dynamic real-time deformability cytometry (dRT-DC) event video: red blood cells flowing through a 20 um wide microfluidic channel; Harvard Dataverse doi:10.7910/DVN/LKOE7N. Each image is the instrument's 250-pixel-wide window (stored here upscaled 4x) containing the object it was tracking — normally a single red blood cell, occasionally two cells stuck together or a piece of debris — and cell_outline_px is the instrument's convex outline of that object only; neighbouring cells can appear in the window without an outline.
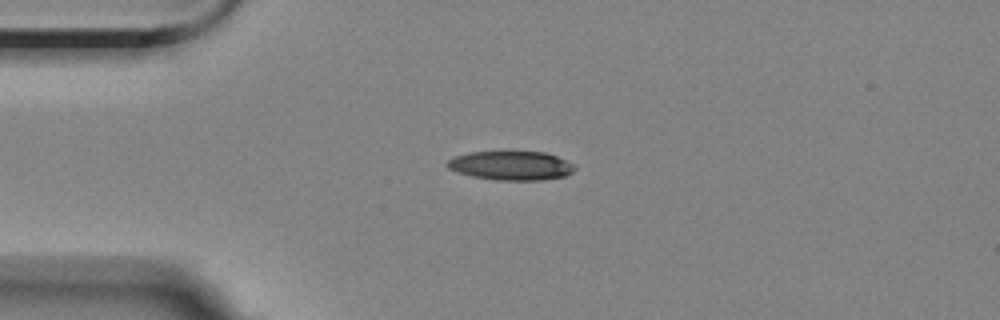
{"species": "Egyptian fruit bat (a non-hibernating species)", "species_latin": "Rousettus aegyptiacus", "temperature_condition": "room temperature", "stored_images_in_passage": 2, "camera_frame_rate_fps": 3000, "um_per_image_px": 0.085, "animal": {"sex": "female"}, "frame": {"image": 1, "passage_image": 1, "time_ms": 0.0, "image_size_px": [1000, 320], "cell_outline_px": [[576, 168], [572, 172], [564, 176], [540, 180], [496, 180], [472, 176], [448, 168], [444, 164], [448, 160], [456, 156], [468, 152], [544, 152], [556, 156], [572, 164]], "centroid_in_image_um": [43.42, 14.07], "position_along_channel_um": 41.6, "area_um2": 21.27}}